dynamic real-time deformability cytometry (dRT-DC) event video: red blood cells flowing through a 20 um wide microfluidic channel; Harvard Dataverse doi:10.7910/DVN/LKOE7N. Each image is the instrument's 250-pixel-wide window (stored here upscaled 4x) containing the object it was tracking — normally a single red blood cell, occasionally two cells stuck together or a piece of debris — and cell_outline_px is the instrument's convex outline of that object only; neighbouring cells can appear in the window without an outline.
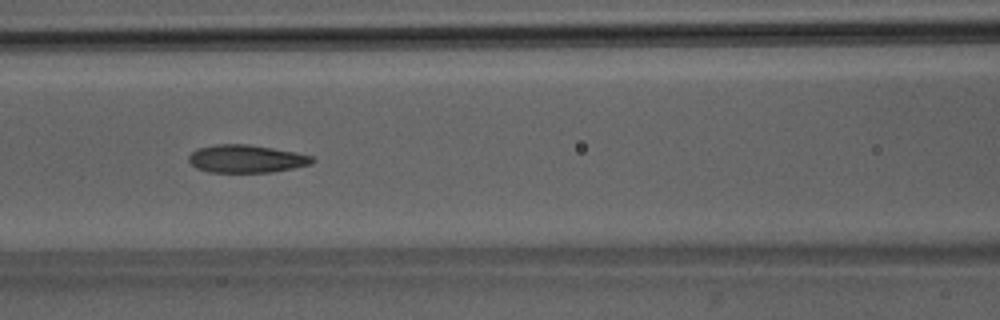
{"species": "Egyptian fruit bat (a non-hibernating species)", "species_latin": "Rousettus aegyptiacus", "temperature_condition": "room temperature", "stored_images_in_passage": 8, "camera_frame_rate_fps": 3000, "um_per_image_px": 0.085, "animal": {"sex": "male"}, "frame": {"image": 1, "passage_image": 6, "time_ms": 6.667, "image_size_px": [1000, 320], "cell_outline_px": [[316, 160], [312, 164], [272, 172], [208, 172], [196, 168], [188, 160], [188, 156], [196, 148], [216, 144], [248, 144], [296, 152], [312, 156]], "centroid_in_image_um": [20.92, 13.49], "position_along_channel_um": 145.7, "area_um2": 20.11}}
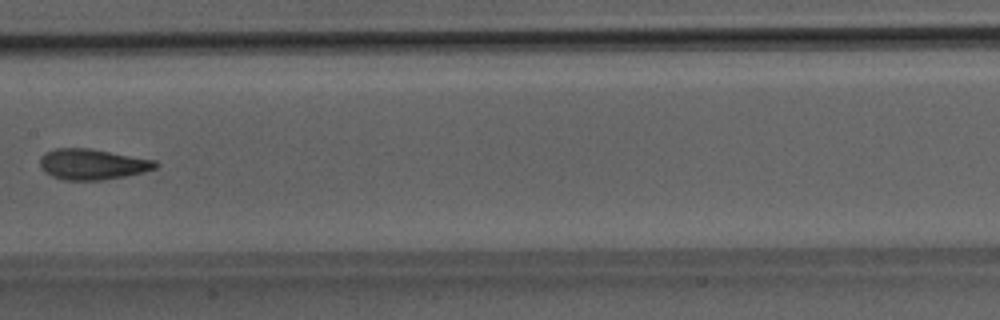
{"frame": {"image": 2, "passage_image": 7, "time_ms": 8.0, "image_size_px": [1000, 320], "cell_outline_px": [[160, 164], [156, 168], [144, 172], [104, 180], [64, 180], [52, 176], [44, 172], [40, 168], [40, 156], [44, 152], [56, 148], [88, 148], [156, 160]], "centroid_in_image_um": [7.84, 13.96], "position_along_channel_um": 199.6, "area_um2": 20.81}}